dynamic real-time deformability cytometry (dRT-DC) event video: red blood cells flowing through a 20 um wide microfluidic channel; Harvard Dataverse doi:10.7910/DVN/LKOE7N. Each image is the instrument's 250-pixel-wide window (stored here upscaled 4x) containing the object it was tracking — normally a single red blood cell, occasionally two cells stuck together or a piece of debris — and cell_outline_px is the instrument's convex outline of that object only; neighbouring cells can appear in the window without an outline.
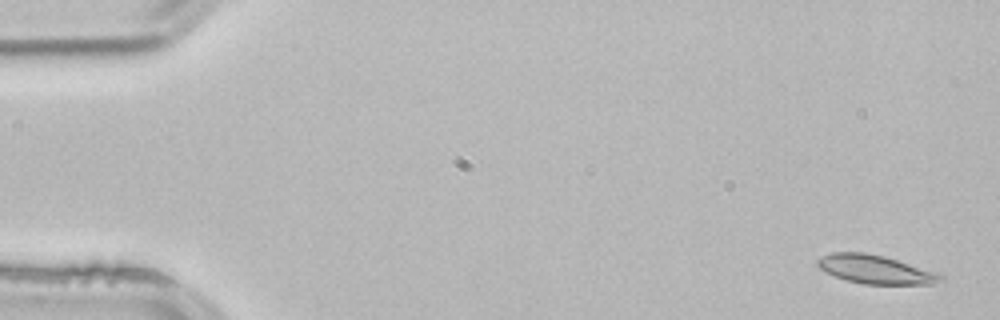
{"species": "common noctule bat (a hibernating species)", "species_latin": "Nyctalus noctula", "temperature_condition": "room temperature", "stored_images_in_passage": 3, "camera_frame_rate_fps": 3000, "um_per_image_px": 0.085, "animal": {"sex": "male", "body_mass_g": 21.5, "forearm_length_mm": 52.0}, "frame": {"image": 1, "passage_image": 1, "time_ms": 0.0, "image_size_px": [1000, 320], "cell_outline_px": [[948, 280], [932, 284], [864, 284], [848, 280], [836, 276], [820, 268], [816, 264], [816, 260], [820, 256], [832, 252], [864, 252], [884, 256], [944, 272]], "centroid_in_image_um": [74.57, 22.89], "position_along_channel_um": 10.4, "area_um2": 21.1}}